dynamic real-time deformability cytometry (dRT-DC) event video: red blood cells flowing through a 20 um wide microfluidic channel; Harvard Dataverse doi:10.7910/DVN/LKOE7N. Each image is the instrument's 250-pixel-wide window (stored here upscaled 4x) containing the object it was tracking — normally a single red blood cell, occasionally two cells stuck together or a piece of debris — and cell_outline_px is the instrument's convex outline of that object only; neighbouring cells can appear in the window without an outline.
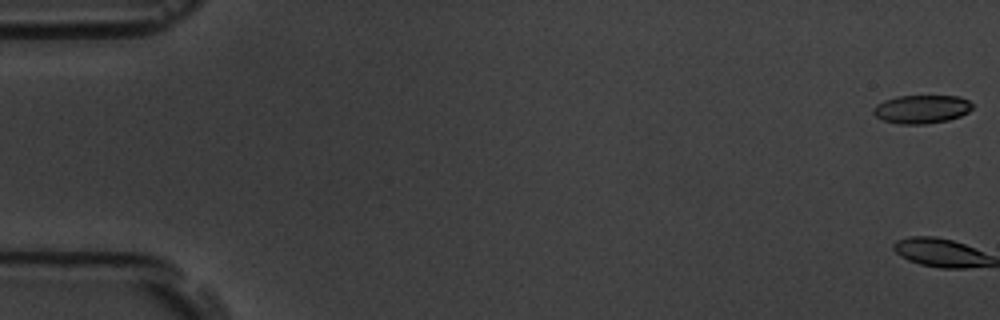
{"species": "common noctule bat (a hibernating species)", "species_latin": "Nyctalus noctula", "temperature_condition": "room temperature", "stored_images_in_passage": 7, "camera_frame_rate_fps": 3000, "um_per_image_px": 0.085, "animal": {"sex": "male", "body_mass_g": 19.5, "forearm_length_mm": 54.6}, "frame": {"image": 1, "passage_image": 1, "time_ms": 0.0, "image_size_px": [1000, 320], "cell_outline_px": [[972, 108], [968, 112], [960, 116], [948, 120], [924, 124], [900, 124], [884, 120], [876, 116], [872, 112], [872, 108], [876, 104], [884, 100], [896, 96], [960, 96], [968, 100], [972, 104]], "centroid_in_image_um": [78.32, 9.27], "position_along_channel_um": 6.7, "area_um2": 16.42}}